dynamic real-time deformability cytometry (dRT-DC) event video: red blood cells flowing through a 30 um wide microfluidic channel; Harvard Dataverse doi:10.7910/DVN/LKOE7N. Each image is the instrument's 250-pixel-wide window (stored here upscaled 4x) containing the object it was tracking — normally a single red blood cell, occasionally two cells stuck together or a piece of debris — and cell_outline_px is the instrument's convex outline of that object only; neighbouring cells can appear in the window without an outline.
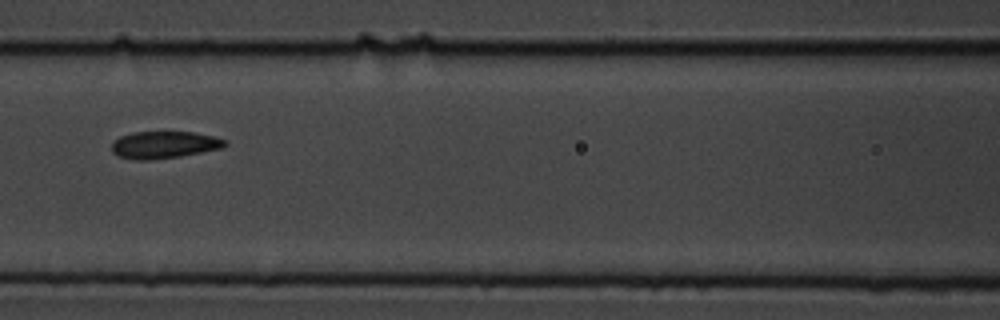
{"species": "common noctule bat (a hibernating species)", "species_latin": "Nyctalus noctula", "temperature_condition": "cold", "stored_images_in_passage": 10, "camera_frame_rate_fps": 3000, "um_per_image_px": 0.085, "animal": {"sex": "male", "body_mass_g": 19.5, "forearm_length_mm": 54.6}, "frame": {"image": 1, "passage_image": 9, "time_ms": 9.0, "image_size_px": [1000, 320], "cell_outline_px": [[228, 144], [224, 148], [180, 156], [148, 160], [136, 160], [120, 156], [112, 152], [112, 140], [120, 136], [136, 132], [192, 132], [216, 136], [228, 140]], "centroid_in_image_um": [14.0, 12.3], "position_along_channel_um": 152.6, "area_um2": 18.03}}
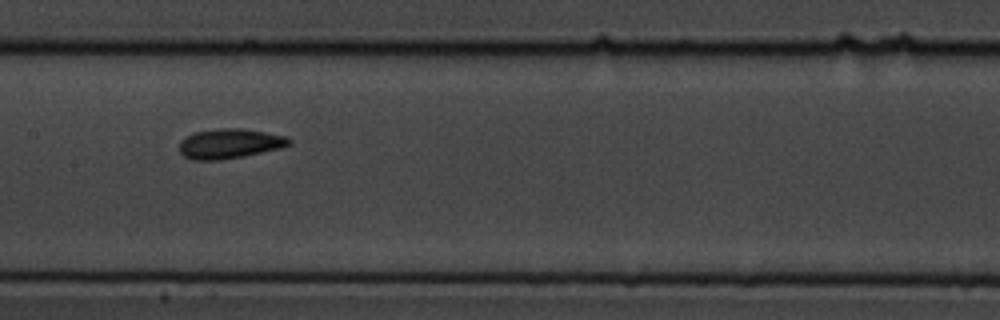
{"frame": {"image": 2, "passage_image": 10, "time_ms": 10.0, "image_size_px": [1000, 320], "cell_outline_px": [[292, 144], [280, 148], [244, 156], [224, 160], [192, 160], [184, 156], [180, 152], [180, 140], [196, 132], [220, 128], [240, 128], [288, 136], [292, 140]], "centroid_in_image_um": [19.55, 12.21], "position_along_channel_um": 187.9, "area_um2": 19.07}}